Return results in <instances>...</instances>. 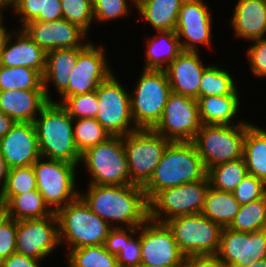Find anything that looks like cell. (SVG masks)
Masks as SVG:
<instances>
[{"label":"cell","instance_id":"cell-1","mask_svg":"<svg viewBox=\"0 0 266 267\" xmlns=\"http://www.w3.org/2000/svg\"><path fill=\"white\" fill-rule=\"evenodd\" d=\"M79 196L114 229L139 227L149 218V203L139 185H89Z\"/></svg>","mask_w":266,"mask_h":267},{"label":"cell","instance_id":"cell-2","mask_svg":"<svg viewBox=\"0 0 266 267\" xmlns=\"http://www.w3.org/2000/svg\"><path fill=\"white\" fill-rule=\"evenodd\" d=\"M206 177L207 169L192 142H170L143 190L149 202L161 190Z\"/></svg>","mask_w":266,"mask_h":267},{"label":"cell","instance_id":"cell-3","mask_svg":"<svg viewBox=\"0 0 266 267\" xmlns=\"http://www.w3.org/2000/svg\"><path fill=\"white\" fill-rule=\"evenodd\" d=\"M61 246L67 250L112 244L114 228L78 196L56 212ZM67 244V245H66Z\"/></svg>","mask_w":266,"mask_h":267},{"label":"cell","instance_id":"cell-4","mask_svg":"<svg viewBox=\"0 0 266 267\" xmlns=\"http://www.w3.org/2000/svg\"><path fill=\"white\" fill-rule=\"evenodd\" d=\"M33 123L41 157L79 166L81 154L74 141V119L60 104L49 102Z\"/></svg>","mask_w":266,"mask_h":267},{"label":"cell","instance_id":"cell-5","mask_svg":"<svg viewBox=\"0 0 266 267\" xmlns=\"http://www.w3.org/2000/svg\"><path fill=\"white\" fill-rule=\"evenodd\" d=\"M130 93L131 114L137 129H153L162 117L171 87L165 70L142 69Z\"/></svg>","mask_w":266,"mask_h":267},{"label":"cell","instance_id":"cell-6","mask_svg":"<svg viewBox=\"0 0 266 267\" xmlns=\"http://www.w3.org/2000/svg\"><path fill=\"white\" fill-rule=\"evenodd\" d=\"M82 163L90 174L88 185L133 184L130 180L123 139L120 136H111L86 150L81 154L79 164Z\"/></svg>","mask_w":266,"mask_h":267},{"label":"cell","instance_id":"cell-7","mask_svg":"<svg viewBox=\"0 0 266 267\" xmlns=\"http://www.w3.org/2000/svg\"><path fill=\"white\" fill-rule=\"evenodd\" d=\"M37 190L53 212L79 196L77 164L40 157L33 165Z\"/></svg>","mask_w":266,"mask_h":267},{"label":"cell","instance_id":"cell-8","mask_svg":"<svg viewBox=\"0 0 266 267\" xmlns=\"http://www.w3.org/2000/svg\"><path fill=\"white\" fill-rule=\"evenodd\" d=\"M246 124L201 125L192 143L206 169L243 157Z\"/></svg>","mask_w":266,"mask_h":267},{"label":"cell","instance_id":"cell-9","mask_svg":"<svg viewBox=\"0 0 266 267\" xmlns=\"http://www.w3.org/2000/svg\"><path fill=\"white\" fill-rule=\"evenodd\" d=\"M208 177L158 192L149 203V219L166 223L168 220L201 213L209 189Z\"/></svg>","mask_w":266,"mask_h":267},{"label":"cell","instance_id":"cell-10","mask_svg":"<svg viewBox=\"0 0 266 267\" xmlns=\"http://www.w3.org/2000/svg\"><path fill=\"white\" fill-rule=\"evenodd\" d=\"M114 73L96 90L98 112L96 120L110 136L123 137L137 131L130 104V92Z\"/></svg>","mask_w":266,"mask_h":267},{"label":"cell","instance_id":"cell-11","mask_svg":"<svg viewBox=\"0 0 266 267\" xmlns=\"http://www.w3.org/2000/svg\"><path fill=\"white\" fill-rule=\"evenodd\" d=\"M122 139L130 180L133 184L143 187L151 178L171 141L152 129H138Z\"/></svg>","mask_w":266,"mask_h":267},{"label":"cell","instance_id":"cell-12","mask_svg":"<svg viewBox=\"0 0 266 267\" xmlns=\"http://www.w3.org/2000/svg\"><path fill=\"white\" fill-rule=\"evenodd\" d=\"M166 224L185 256L217 254L223 228L202 213L175 217Z\"/></svg>","mask_w":266,"mask_h":267},{"label":"cell","instance_id":"cell-13","mask_svg":"<svg viewBox=\"0 0 266 267\" xmlns=\"http://www.w3.org/2000/svg\"><path fill=\"white\" fill-rule=\"evenodd\" d=\"M201 125L197 100L171 92L152 130L171 142H192Z\"/></svg>","mask_w":266,"mask_h":267},{"label":"cell","instance_id":"cell-14","mask_svg":"<svg viewBox=\"0 0 266 267\" xmlns=\"http://www.w3.org/2000/svg\"><path fill=\"white\" fill-rule=\"evenodd\" d=\"M105 52L103 45L90 42L78 55L69 75L68 88L60 95L59 102H54L60 104L66 97L96 91L114 73Z\"/></svg>","mask_w":266,"mask_h":267},{"label":"cell","instance_id":"cell-15","mask_svg":"<svg viewBox=\"0 0 266 267\" xmlns=\"http://www.w3.org/2000/svg\"><path fill=\"white\" fill-rule=\"evenodd\" d=\"M59 246V222L55 212L41 219L17 221L16 253L42 261Z\"/></svg>","mask_w":266,"mask_h":267},{"label":"cell","instance_id":"cell-16","mask_svg":"<svg viewBox=\"0 0 266 267\" xmlns=\"http://www.w3.org/2000/svg\"><path fill=\"white\" fill-rule=\"evenodd\" d=\"M226 267H249L266 258V229L238 232L224 227L216 254Z\"/></svg>","mask_w":266,"mask_h":267},{"label":"cell","instance_id":"cell-17","mask_svg":"<svg viewBox=\"0 0 266 267\" xmlns=\"http://www.w3.org/2000/svg\"><path fill=\"white\" fill-rule=\"evenodd\" d=\"M140 244V264L183 266L185 255L180 251L173 232L166 223L148 218L140 225Z\"/></svg>","mask_w":266,"mask_h":267},{"label":"cell","instance_id":"cell-18","mask_svg":"<svg viewBox=\"0 0 266 267\" xmlns=\"http://www.w3.org/2000/svg\"><path fill=\"white\" fill-rule=\"evenodd\" d=\"M204 0H184L178 13L175 28L182 51H199L198 45L211 47V8Z\"/></svg>","mask_w":266,"mask_h":267},{"label":"cell","instance_id":"cell-19","mask_svg":"<svg viewBox=\"0 0 266 267\" xmlns=\"http://www.w3.org/2000/svg\"><path fill=\"white\" fill-rule=\"evenodd\" d=\"M20 28L46 53L53 49L86 47L91 42L83 29L66 19L30 21Z\"/></svg>","mask_w":266,"mask_h":267},{"label":"cell","instance_id":"cell-20","mask_svg":"<svg viewBox=\"0 0 266 267\" xmlns=\"http://www.w3.org/2000/svg\"><path fill=\"white\" fill-rule=\"evenodd\" d=\"M0 151L9 168L32 166L41 157L34 123L16 122L0 139Z\"/></svg>","mask_w":266,"mask_h":267},{"label":"cell","instance_id":"cell-21","mask_svg":"<svg viewBox=\"0 0 266 267\" xmlns=\"http://www.w3.org/2000/svg\"><path fill=\"white\" fill-rule=\"evenodd\" d=\"M207 65L203 64L199 51H182L164 70L171 92L199 98L202 74Z\"/></svg>","mask_w":266,"mask_h":267},{"label":"cell","instance_id":"cell-22","mask_svg":"<svg viewBox=\"0 0 266 267\" xmlns=\"http://www.w3.org/2000/svg\"><path fill=\"white\" fill-rule=\"evenodd\" d=\"M46 52L41 49L22 29H14L8 36L0 53V65L7 67L24 66L45 71Z\"/></svg>","mask_w":266,"mask_h":267},{"label":"cell","instance_id":"cell-23","mask_svg":"<svg viewBox=\"0 0 266 267\" xmlns=\"http://www.w3.org/2000/svg\"><path fill=\"white\" fill-rule=\"evenodd\" d=\"M230 25L234 36L247 41L266 38V0H237Z\"/></svg>","mask_w":266,"mask_h":267},{"label":"cell","instance_id":"cell-24","mask_svg":"<svg viewBox=\"0 0 266 267\" xmlns=\"http://www.w3.org/2000/svg\"><path fill=\"white\" fill-rule=\"evenodd\" d=\"M48 103L44 90L0 91V111L16 122H34Z\"/></svg>","mask_w":266,"mask_h":267},{"label":"cell","instance_id":"cell-25","mask_svg":"<svg viewBox=\"0 0 266 267\" xmlns=\"http://www.w3.org/2000/svg\"><path fill=\"white\" fill-rule=\"evenodd\" d=\"M85 47L61 48L53 49L46 53L45 71L43 73V86L45 96L49 102H54L52 99L49 83H52L60 96L67 88L69 83V75L72 68L76 65L79 53ZM49 86V87H48Z\"/></svg>","mask_w":266,"mask_h":267},{"label":"cell","instance_id":"cell-26","mask_svg":"<svg viewBox=\"0 0 266 267\" xmlns=\"http://www.w3.org/2000/svg\"><path fill=\"white\" fill-rule=\"evenodd\" d=\"M239 95L207 96L197 99L199 118L202 125L247 124L246 120H236L240 109Z\"/></svg>","mask_w":266,"mask_h":267},{"label":"cell","instance_id":"cell-27","mask_svg":"<svg viewBox=\"0 0 266 267\" xmlns=\"http://www.w3.org/2000/svg\"><path fill=\"white\" fill-rule=\"evenodd\" d=\"M145 39L146 61L143 69L164 70L182 52L175 30L157 31L156 35Z\"/></svg>","mask_w":266,"mask_h":267},{"label":"cell","instance_id":"cell-28","mask_svg":"<svg viewBox=\"0 0 266 267\" xmlns=\"http://www.w3.org/2000/svg\"><path fill=\"white\" fill-rule=\"evenodd\" d=\"M184 0H136L142 21L157 31H172L177 25L178 13Z\"/></svg>","mask_w":266,"mask_h":267},{"label":"cell","instance_id":"cell-29","mask_svg":"<svg viewBox=\"0 0 266 267\" xmlns=\"http://www.w3.org/2000/svg\"><path fill=\"white\" fill-rule=\"evenodd\" d=\"M243 158L248 174L266 183V130L256 124H246L243 143Z\"/></svg>","mask_w":266,"mask_h":267},{"label":"cell","instance_id":"cell-30","mask_svg":"<svg viewBox=\"0 0 266 267\" xmlns=\"http://www.w3.org/2000/svg\"><path fill=\"white\" fill-rule=\"evenodd\" d=\"M3 208L7 217L16 221L41 219L54 213L37 189L13 196Z\"/></svg>","mask_w":266,"mask_h":267},{"label":"cell","instance_id":"cell-31","mask_svg":"<svg viewBox=\"0 0 266 267\" xmlns=\"http://www.w3.org/2000/svg\"><path fill=\"white\" fill-rule=\"evenodd\" d=\"M239 208L240 204L232 192L220 191L209 187L201 213L224 228L231 224Z\"/></svg>","mask_w":266,"mask_h":267},{"label":"cell","instance_id":"cell-32","mask_svg":"<svg viewBox=\"0 0 266 267\" xmlns=\"http://www.w3.org/2000/svg\"><path fill=\"white\" fill-rule=\"evenodd\" d=\"M65 252L68 267H119L112 244L87 246Z\"/></svg>","mask_w":266,"mask_h":267},{"label":"cell","instance_id":"cell-33","mask_svg":"<svg viewBox=\"0 0 266 267\" xmlns=\"http://www.w3.org/2000/svg\"><path fill=\"white\" fill-rule=\"evenodd\" d=\"M112 247L119 267H138L141 263L140 226L114 229Z\"/></svg>","mask_w":266,"mask_h":267},{"label":"cell","instance_id":"cell-34","mask_svg":"<svg viewBox=\"0 0 266 267\" xmlns=\"http://www.w3.org/2000/svg\"><path fill=\"white\" fill-rule=\"evenodd\" d=\"M230 71L218 64H209L202 74L199 98L207 96L240 95Z\"/></svg>","mask_w":266,"mask_h":267},{"label":"cell","instance_id":"cell-35","mask_svg":"<svg viewBox=\"0 0 266 267\" xmlns=\"http://www.w3.org/2000/svg\"><path fill=\"white\" fill-rule=\"evenodd\" d=\"M247 175V166L243 157L207 169L210 187L225 192L233 193Z\"/></svg>","mask_w":266,"mask_h":267},{"label":"cell","instance_id":"cell-36","mask_svg":"<svg viewBox=\"0 0 266 267\" xmlns=\"http://www.w3.org/2000/svg\"><path fill=\"white\" fill-rule=\"evenodd\" d=\"M44 90L43 75L34 69L0 65V91Z\"/></svg>","mask_w":266,"mask_h":267},{"label":"cell","instance_id":"cell-37","mask_svg":"<svg viewBox=\"0 0 266 267\" xmlns=\"http://www.w3.org/2000/svg\"><path fill=\"white\" fill-rule=\"evenodd\" d=\"M228 228L248 233L266 229V197L240 205Z\"/></svg>","mask_w":266,"mask_h":267},{"label":"cell","instance_id":"cell-38","mask_svg":"<svg viewBox=\"0 0 266 267\" xmlns=\"http://www.w3.org/2000/svg\"><path fill=\"white\" fill-rule=\"evenodd\" d=\"M37 189V180L32 166L9 169L4 188L0 192L3 207L13 196Z\"/></svg>","mask_w":266,"mask_h":267},{"label":"cell","instance_id":"cell-39","mask_svg":"<svg viewBox=\"0 0 266 267\" xmlns=\"http://www.w3.org/2000/svg\"><path fill=\"white\" fill-rule=\"evenodd\" d=\"M73 131L75 145L80 154L111 137L95 118L75 119Z\"/></svg>","mask_w":266,"mask_h":267},{"label":"cell","instance_id":"cell-40","mask_svg":"<svg viewBox=\"0 0 266 267\" xmlns=\"http://www.w3.org/2000/svg\"><path fill=\"white\" fill-rule=\"evenodd\" d=\"M63 19L78 25L87 34L94 21L92 0H61Z\"/></svg>","mask_w":266,"mask_h":267},{"label":"cell","instance_id":"cell-41","mask_svg":"<svg viewBox=\"0 0 266 267\" xmlns=\"http://www.w3.org/2000/svg\"><path fill=\"white\" fill-rule=\"evenodd\" d=\"M92 2L95 24L126 18L133 12L131 8L136 7V0H92Z\"/></svg>","mask_w":266,"mask_h":267},{"label":"cell","instance_id":"cell-42","mask_svg":"<svg viewBox=\"0 0 266 267\" xmlns=\"http://www.w3.org/2000/svg\"><path fill=\"white\" fill-rule=\"evenodd\" d=\"M60 105L74 120L96 118L99 110L96 91L66 97Z\"/></svg>","mask_w":266,"mask_h":267},{"label":"cell","instance_id":"cell-43","mask_svg":"<svg viewBox=\"0 0 266 267\" xmlns=\"http://www.w3.org/2000/svg\"><path fill=\"white\" fill-rule=\"evenodd\" d=\"M240 205L266 197V183L248 174L233 191Z\"/></svg>","mask_w":266,"mask_h":267},{"label":"cell","instance_id":"cell-44","mask_svg":"<svg viewBox=\"0 0 266 267\" xmlns=\"http://www.w3.org/2000/svg\"><path fill=\"white\" fill-rule=\"evenodd\" d=\"M252 43L246 51L251 73L266 79V38L253 40Z\"/></svg>","mask_w":266,"mask_h":267},{"label":"cell","instance_id":"cell-45","mask_svg":"<svg viewBox=\"0 0 266 267\" xmlns=\"http://www.w3.org/2000/svg\"><path fill=\"white\" fill-rule=\"evenodd\" d=\"M17 221L7 217L0 224V262L16 253Z\"/></svg>","mask_w":266,"mask_h":267},{"label":"cell","instance_id":"cell-46","mask_svg":"<svg viewBox=\"0 0 266 267\" xmlns=\"http://www.w3.org/2000/svg\"><path fill=\"white\" fill-rule=\"evenodd\" d=\"M44 0H17L10 10L19 16V26H24L30 21H33L39 14H43Z\"/></svg>","mask_w":266,"mask_h":267},{"label":"cell","instance_id":"cell-47","mask_svg":"<svg viewBox=\"0 0 266 267\" xmlns=\"http://www.w3.org/2000/svg\"><path fill=\"white\" fill-rule=\"evenodd\" d=\"M182 267H226L215 255L185 256Z\"/></svg>","mask_w":266,"mask_h":267},{"label":"cell","instance_id":"cell-48","mask_svg":"<svg viewBox=\"0 0 266 267\" xmlns=\"http://www.w3.org/2000/svg\"><path fill=\"white\" fill-rule=\"evenodd\" d=\"M63 19L61 0H44L43 14H39L33 21H56Z\"/></svg>","mask_w":266,"mask_h":267},{"label":"cell","instance_id":"cell-49","mask_svg":"<svg viewBox=\"0 0 266 267\" xmlns=\"http://www.w3.org/2000/svg\"><path fill=\"white\" fill-rule=\"evenodd\" d=\"M41 260L14 253L1 262L3 267H41Z\"/></svg>","mask_w":266,"mask_h":267},{"label":"cell","instance_id":"cell-50","mask_svg":"<svg viewBox=\"0 0 266 267\" xmlns=\"http://www.w3.org/2000/svg\"><path fill=\"white\" fill-rule=\"evenodd\" d=\"M16 124V121L0 111V139H2Z\"/></svg>","mask_w":266,"mask_h":267},{"label":"cell","instance_id":"cell-51","mask_svg":"<svg viewBox=\"0 0 266 267\" xmlns=\"http://www.w3.org/2000/svg\"><path fill=\"white\" fill-rule=\"evenodd\" d=\"M9 167L5 162V159L3 157V155L1 154L0 151V192L1 190L4 188L6 180H7V176L9 173Z\"/></svg>","mask_w":266,"mask_h":267},{"label":"cell","instance_id":"cell-52","mask_svg":"<svg viewBox=\"0 0 266 267\" xmlns=\"http://www.w3.org/2000/svg\"><path fill=\"white\" fill-rule=\"evenodd\" d=\"M7 29L8 28H0V53L3 50L5 42L11 33V31H8Z\"/></svg>","mask_w":266,"mask_h":267},{"label":"cell","instance_id":"cell-53","mask_svg":"<svg viewBox=\"0 0 266 267\" xmlns=\"http://www.w3.org/2000/svg\"><path fill=\"white\" fill-rule=\"evenodd\" d=\"M6 9H10L11 6L10 5H0V28H6L5 25L3 24V20H4V11Z\"/></svg>","mask_w":266,"mask_h":267},{"label":"cell","instance_id":"cell-54","mask_svg":"<svg viewBox=\"0 0 266 267\" xmlns=\"http://www.w3.org/2000/svg\"><path fill=\"white\" fill-rule=\"evenodd\" d=\"M249 267H266V258L259 261H255Z\"/></svg>","mask_w":266,"mask_h":267},{"label":"cell","instance_id":"cell-55","mask_svg":"<svg viewBox=\"0 0 266 267\" xmlns=\"http://www.w3.org/2000/svg\"><path fill=\"white\" fill-rule=\"evenodd\" d=\"M7 218L6 211L0 206V224Z\"/></svg>","mask_w":266,"mask_h":267},{"label":"cell","instance_id":"cell-56","mask_svg":"<svg viewBox=\"0 0 266 267\" xmlns=\"http://www.w3.org/2000/svg\"><path fill=\"white\" fill-rule=\"evenodd\" d=\"M138 267H182V266H163V265L140 264Z\"/></svg>","mask_w":266,"mask_h":267},{"label":"cell","instance_id":"cell-57","mask_svg":"<svg viewBox=\"0 0 266 267\" xmlns=\"http://www.w3.org/2000/svg\"><path fill=\"white\" fill-rule=\"evenodd\" d=\"M7 4H9L11 7L17 0H4Z\"/></svg>","mask_w":266,"mask_h":267},{"label":"cell","instance_id":"cell-58","mask_svg":"<svg viewBox=\"0 0 266 267\" xmlns=\"http://www.w3.org/2000/svg\"><path fill=\"white\" fill-rule=\"evenodd\" d=\"M0 5H9L4 0H0Z\"/></svg>","mask_w":266,"mask_h":267}]
</instances>
